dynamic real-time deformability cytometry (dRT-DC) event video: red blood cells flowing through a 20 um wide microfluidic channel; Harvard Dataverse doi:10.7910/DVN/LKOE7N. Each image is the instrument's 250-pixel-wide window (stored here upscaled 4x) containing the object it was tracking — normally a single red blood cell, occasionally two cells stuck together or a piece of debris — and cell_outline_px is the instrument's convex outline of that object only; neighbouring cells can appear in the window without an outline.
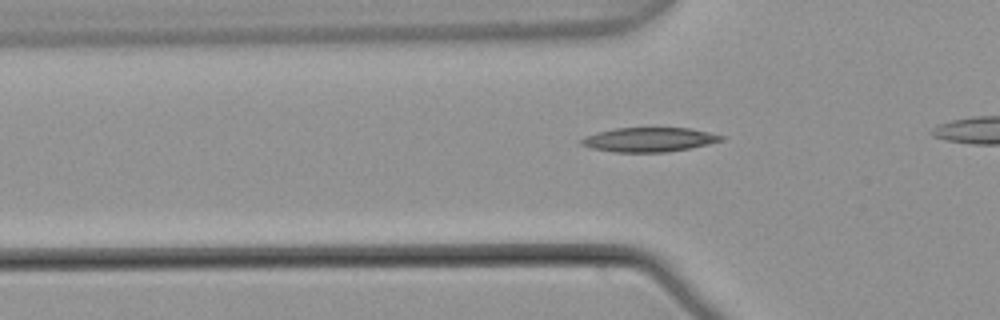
{"species": "common noctule bat (a hibernating species)", "species_latin": "Nyctalus noctula", "temperature_condition": "warm", "stored_images_in_passage": 33, "camera_frame_rate_fps": 3000, "um_per_image_px": 0.085, "animal": {"sex": "male", "body_mass_g": 21.5, "forearm_length_mm": 52.0}, "frame": {"image": 1, "passage_image": 7, "time_ms": 2.0, "image_size_px": [1000, 320], "cell_outline_px": [[724, 140], [692, 148], [668, 152], [612, 152], [592, 148], [580, 144], [580, 140], [584, 136], [596, 132], [616, 128], [688, 128], [708, 132], [724, 136]], "centroid_in_image_um": [55.16, 11.87], "position_along_channel_um": 70.6, "area_um2": 19.88}}
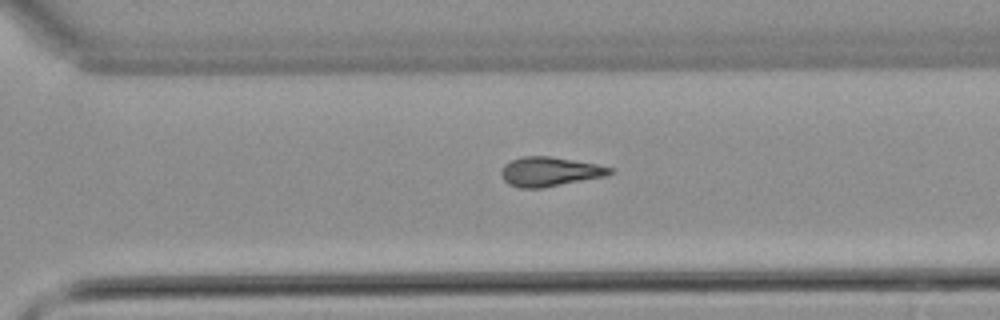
{"frame": {"image": 2, "passage_image": 27, "time_ms": 8.667, "image_size_px": [1000, 320], "cell_outline_px": [[616, 172], [604, 176], [544, 188], [520, 188], [508, 184], [504, 180], [500, 172], [504, 164], [512, 160], [524, 156], [552, 156], [596, 164], [612, 168]], "centroid_in_image_um": [46.72, 14.59], "position_along_channel_um": 323.9, "area_um2": 18.61}}
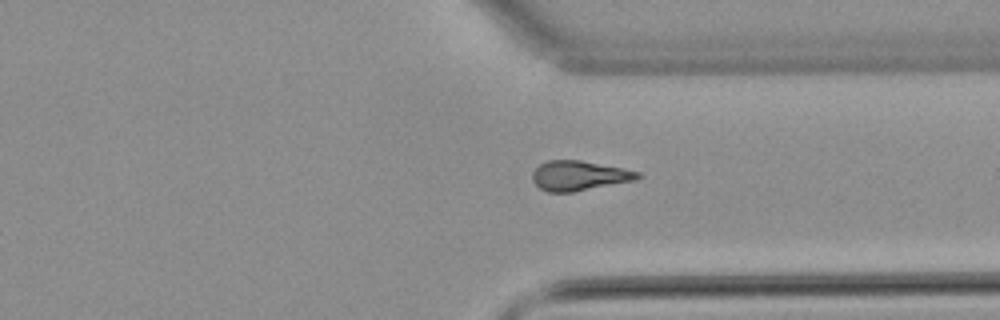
{"frame": {"image": 3, "passage_image": 30, "time_ms": 9.667, "image_size_px": [1000, 320], "cell_outline_px": [[644, 176], [636, 180], [572, 192], [548, 192], [540, 188], [532, 180], [532, 172], [540, 164], [548, 160], [580, 160], [624, 168], [640, 172]], "centroid_in_image_um": [49.25, 14.93], "position_along_channel_um": 362.2, "area_um2": 18.32}}